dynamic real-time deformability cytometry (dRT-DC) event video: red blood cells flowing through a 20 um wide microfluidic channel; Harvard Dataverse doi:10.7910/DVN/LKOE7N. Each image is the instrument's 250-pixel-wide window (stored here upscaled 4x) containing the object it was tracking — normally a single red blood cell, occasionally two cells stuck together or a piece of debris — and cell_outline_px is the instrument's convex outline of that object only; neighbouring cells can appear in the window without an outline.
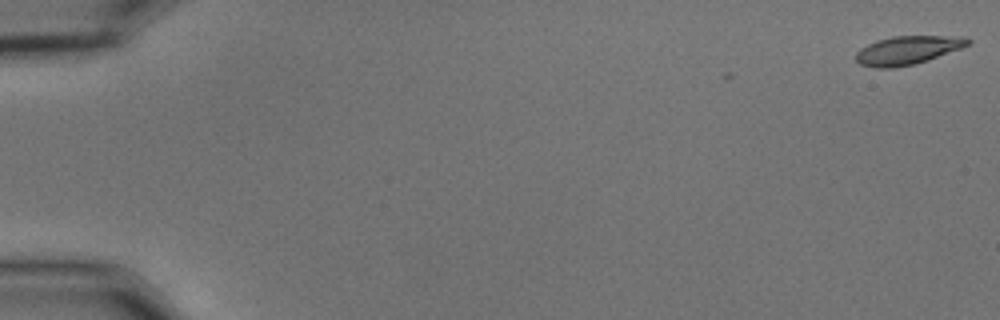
{"species": "common noctule bat (a hibernating species)", "species_latin": "Nyctalus noctula", "temperature_condition": "cold", "stored_images_in_passage": 6, "camera_frame_rate_fps": 3000, "um_per_image_px": 0.085, "animal": {"sex": "male", "body_mass_g": 15.6}, "frame": {"image": 1, "passage_image": 1, "time_ms": 0.0, "image_size_px": [1000, 320], "cell_outline_px": [[972, 40], [968, 44], [960, 48], [912, 64], [892, 68], [876, 68], [860, 64], [856, 60], [856, 52], [860, 48], [876, 40], [892, 36], [940, 36]], "centroid_in_image_um": [77.01, 4.27], "position_along_channel_um": 8.0, "area_um2": 17.92}}